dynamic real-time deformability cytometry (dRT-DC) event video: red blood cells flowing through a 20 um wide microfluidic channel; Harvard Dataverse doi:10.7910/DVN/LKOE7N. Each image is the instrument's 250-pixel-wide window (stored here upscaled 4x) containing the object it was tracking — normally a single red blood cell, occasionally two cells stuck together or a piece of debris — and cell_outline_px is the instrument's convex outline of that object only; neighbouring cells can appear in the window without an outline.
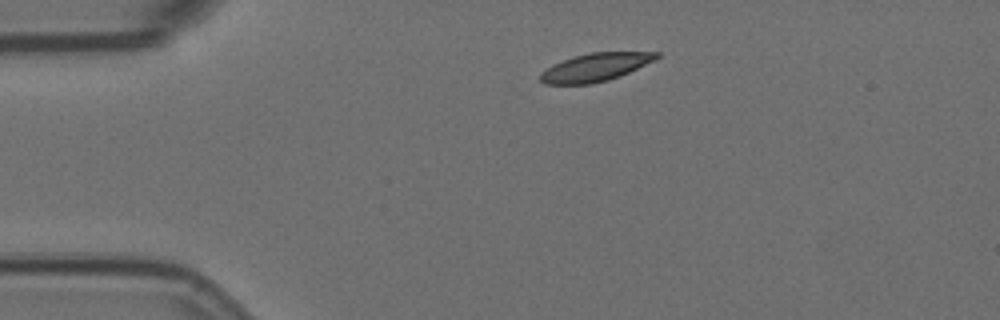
{"species": "Egyptian fruit bat (a non-hibernating species)", "species_latin": "Rousettus aegyptiacus", "temperature_condition": "room temperature", "stored_images_in_passage": 3, "camera_frame_rate_fps": 3000, "um_per_image_px": 0.085, "animal": {"sex": "female"}, "frame": {"image": 1, "passage_image": 1, "time_ms": 0.0, "image_size_px": [1000, 320], "cell_outline_px": [[660, 56], [656, 60], [620, 76], [608, 80], [588, 84], [544, 84], [540, 80], [540, 72], [552, 64], [576, 56], [592, 52], [660, 52]], "centroid_in_image_um": [50.61, 5.72], "position_along_channel_um": 34.4, "area_um2": 18.96}}
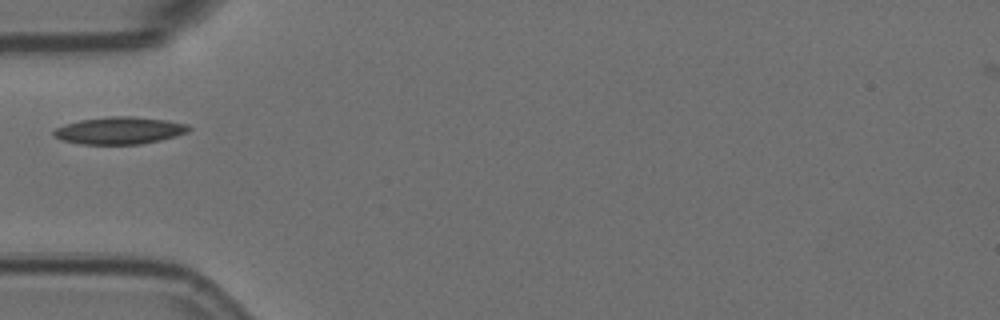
{"frame": {"image": 2, "passage_image": 3, "time_ms": 0.667, "image_size_px": [1000, 320], "cell_outline_px": [[192, 128], [188, 132], [176, 136], [160, 140], [140, 144], [80, 144], [60, 140], [52, 136], [52, 132], [56, 128], [64, 124], [80, 120], [108, 116], [132, 116], [168, 120], [188, 124]], "centroid_in_image_um": [10.15, 11.09], "position_along_channel_um": 74.9, "area_um2": 21.68}}